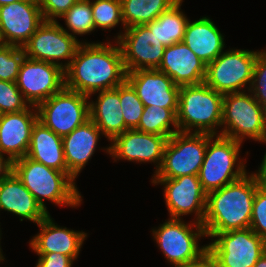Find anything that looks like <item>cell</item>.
<instances>
[{"label":"cell","instance_id":"obj_1","mask_svg":"<svg viewBox=\"0 0 266 267\" xmlns=\"http://www.w3.org/2000/svg\"><path fill=\"white\" fill-rule=\"evenodd\" d=\"M111 42H82L64 70L65 87L91 97L99 91L115 89L126 80L120 45Z\"/></svg>","mask_w":266,"mask_h":267},{"label":"cell","instance_id":"obj_2","mask_svg":"<svg viewBox=\"0 0 266 267\" xmlns=\"http://www.w3.org/2000/svg\"><path fill=\"white\" fill-rule=\"evenodd\" d=\"M258 184L246 173L239 180L207 194L202 225L206 234H217L250 227L252 207Z\"/></svg>","mask_w":266,"mask_h":267},{"label":"cell","instance_id":"obj_3","mask_svg":"<svg viewBox=\"0 0 266 267\" xmlns=\"http://www.w3.org/2000/svg\"><path fill=\"white\" fill-rule=\"evenodd\" d=\"M13 172L47 212L44 199L72 208L82 202L75 180L68 172L49 168L27 156L13 161Z\"/></svg>","mask_w":266,"mask_h":267},{"label":"cell","instance_id":"obj_4","mask_svg":"<svg viewBox=\"0 0 266 267\" xmlns=\"http://www.w3.org/2000/svg\"><path fill=\"white\" fill-rule=\"evenodd\" d=\"M224 94L205 83L181 86L177 111L179 132L219 135ZM195 128V129H193Z\"/></svg>","mask_w":266,"mask_h":267},{"label":"cell","instance_id":"obj_5","mask_svg":"<svg viewBox=\"0 0 266 267\" xmlns=\"http://www.w3.org/2000/svg\"><path fill=\"white\" fill-rule=\"evenodd\" d=\"M241 146V142L231 138L209 134L198 174L202 188L207 194L239 180L247 173L245 161H239Z\"/></svg>","mask_w":266,"mask_h":267},{"label":"cell","instance_id":"obj_6","mask_svg":"<svg viewBox=\"0 0 266 267\" xmlns=\"http://www.w3.org/2000/svg\"><path fill=\"white\" fill-rule=\"evenodd\" d=\"M223 127V128H222ZM219 135L238 142L249 139L266 143V119L263 105L250 92L226 93L223 97Z\"/></svg>","mask_w":266,"mask_h":267},{"label":"cell","instance_id":"obj_7","mask_svg":"<svg viewBox=\"0 0 266 267\" xmlns=\"http://www.w3.org/2000/svg\"><path fill=\"white\" fill-rule=\"evenodd\" d=\"M208 141L206 133H174L165 144L161 166L152 179L198 175Z\"/></svg>","mask_w":266,"mask_h":267},{"label":"cell","instance_id":"obj_8","mask_svg":"<svg viewBox=\"0 0 266 267\" xmlns=\"http://www.w3.org/2000/svg\"><path fill=\"white\" fill-rule=\"evenodd\" d=\"M206 236L213 267H253L266 251V240L250 227Z\"/></svg>","mask_w":266,"mask_h":267},{"label":"cell","instance_id":"obj_9","mask_svg":"<svg viewBox=\"0 0 266 267\" xmlns=\"http://www.w3.org/2000/svg\"><path fill=\"white\" fill-rule=\"evenodd\" d=\"M259 52L244 49L223 51L207 64L204 83L222 94L243 92L246 88L249 91Z\"/></svg>","mask_w":266,"mask_h":267},{"label":"cell","instance_id":"obj_10","mask_svg":"<svg viewBox=\"0 0 266 267\" xmlns=\"http://www.w3.org/2000/svg\"><path fill=\"white\" fill-rule=\"evenodd\" d=\"M190 222L169 218L157 229H152L156 244L172 265L193 261L208 250L207 244L200 247L198 243L201 237H207L203 225L195 220Z\"/></svg>","mask_w":266,"mask_h":267},{"label":"cell","instance_id":"obj_11","mask_svg":"<svg viewBox=\"0 0 266 267\" xmlns=\"http://www.w3.org/2000/svg\"><path fill=\"white\" fill-rule=\"evenodd\" d=\"M36 109L38 121L64 137L89 119V96L64 87Z\"/></svg>","mask_w":266,"mask_h":267},{"label":"cell","instance_id":"obj_12","mask_svg":"<svg viewBox=\"0 0 266 267\" xmlns=\"http://www.w3.org/2000/svg\"><path fill=\"white\" fill-rule=\"evenodd\" d=\"M121 31L117 36L123 64L127 72L138 69H157L162 61L165 45L155 34V21L135 25Z\"/></svg>","mask_w":266,"mask_h":267},{"label":"cell","instance_id":"obj_13","mask_svg":"<svg viewBox=\"0 0 266 267\" xmlns=\"http://www.w3.org/2000/svg\"><path fill=\"white\" fill-rule=\"evenodd\" d=\"M81 43L64 31L58 21H43L23 49L27 58L52 63L65 70ZM61 59L69 60L63 64Z\"/></svg>","mask_w":266,"mask_h":267},{"label":"cell","instance_id":"obj_14","mask_svg":"<svg viewBox=\"0 0 266 267\" xmlns=\"http://www.w3.org/2000/svg\"><path fill=\"white\" fill-rule=\"evenodd\" d=\"M16 85L30 106L39 104L65 87L64 69L45 61L25 57Z\"/></svg>","mask_w":266,"mask_h":267},{"label":"cell","instance_id":"obj_15","mask_svg":"<svg viewBox=\"0 0 266 267\" xmlns=\"http://www.w3.org/2000/svg\"><path fill=\"white\" fill-rule=\"evenodd\" d=\"M151 181L153 185L164 186L163 195L171 218L181 219L183 215L193 213L196 222L202 224L206 213L207 193L202 188L198 175Z\"/></svg>","mask_w":266,"mask_h":267},{"label":"cell","instance_id":"obj_16","mask_svg":"<svg viewBox=\"0 0 266 267\" xmlns=\"http://www.w3.org/2000/svg\"><path fill=\"white\" fill-rule=\"evenodd\" d=\"M167 140L165 136L128 129L113 138L110 141L111 145L103 150L114 161L123 159L137 163L153 162L155 165L157 164L156 172L161 166Z\"/></svg>","mask_w":266,"mask_h":267},{"label":"cell","instance_id":"obj_17","mask_svg":"<svg viewBox=\"0 0 266 267\" xmlns=\"http://www.w3.org/2000/svg\"><path fill=\"white\" fill-rule=\"evenodd\" d=\"M43 21L37 0H19L0 6V29L7 45L23 47Z\"/></svg>","mask_w":266,"mask_h":267},{"label":"cell","instance_id":"obj_18","mask_svg":"<svg viewBox=\"0 0 266 267\" xmlns=\"http://www.w3.org/2000/svg\"><path fill=\"white\" fill-rule=\"evenodd\" d=\"M126 80L136 90L145 107L178 108L180 87L157 69H138L126 73Z\"/></svg>","mask_w":266,"mask_h":267},{"label":"cell","instance_id":"obj_19","mask_svg":"<svg viewBox=\"0 0 266 267\" xmlns=\"http://www.w3.org/2000/svg\"><path fill=\"white\" fill-rule=\"evenodd\" d=\"M32 108V109H31ZM38 121L35 106L0 116V153L15 161L26 156L32 129Z\"/></svg>","mask_w":266,"mask_h":267},{"label":"cell","instance_id":"obj_20","mask_svg":"<svg viewBox=\"0 0 266 267\" xmlns=\"http://www.w3.org/2000/svg\"><path fill=\"white\" fill-rule=\"evenodd\" d=\"M207 65L184 42L165 48L157 70L164 72L174 84L181 86L204 83Z\"/></svg>","mask_w":266,"mask_h":267},{"label":"cell","instance_id":"obj_21","mask_svg":"<svg viewBox=\"0 0 266 267\" xmlns=\"http://www.w3.org/2000/svg\"><path fill=\"white\" fill-rule=\"evenodd\" d=\"M37 225L40 232L29 241L30 248L36 254L57 252L69 256L73 261L78 258L87 233L56 225L50 214Z\"/></svg>","mask_w":266,"mask_h":267},{"label":"cell","instance_id":"obj_22","mask_svg":"<svg viewBox=\"0 0 266 267\" xmlns=\"http://www.w3.org/2000/svg\"><path fill=\"white\" fill-rule=\"evenodd\" d=\"M102 132L89 118L68 135L62 137L67 172L76 181L81 170L97 150Z\"/></svg>","mask_w":266,"mask_h":267},{"label":"cell","instance_id":"obj_23","mask_svg":"<svg viewBox=\"0 0 266 267\" xmlns=\"http://www.w3.org/2000/svg\"><path fill=\"white\" fill-rule=\"evenodd\" d=\"M0 210L19 216L20 221L27 219L36 224L49 214L14 172L0 183Z\"/></svg>","mask_w":266,"mask_h":267},{"label":"cell","instance_id":"obj_24","mask_svg":"<svg viewBox=\"0 0 266 267\" xmlns=\"http://www.w3.org/2000/svg\"><path fill=\"white\" fill-rule=\"evenodd\" d=\"M97 100L89 101V118L96 124L104 137L111 141L128 130L120 104V85L115 89L96 92Z\"/></svg>","mask_w":266,"mask_h":267},{"label":"cell","instance_id":"obj_25","mask_svg":"<svg viewBox=\"0 0 266 267\" xmlns=\"http://www.w3.org/2000/svg\"><path fill=\"white\" fill-rule=\"evenodd\" d=\"M183 42L203 61L209 64L224 50V36L207 16L191 22L188 20Z\"/></svg>","mask_w":266,"mask_h":267},{"label":"cell","instance_id":"obj_26","mask_svg":"<svg viewBox=\"0 0 266 267\" xmlns=\"http://www.w3.org/2000/svg\"><path fill=\"white\" fill-rule=\"evenodd\" d=\"M26 156L45 166L67 172L62 137L37 121L32 129Z\"/></svg>","mask_w":266,"mask_h":267},{"label":"cell","instance_id":"obj_27","mask_svg":"<svg viewBox=\"0 0 266 267\" xmlns=\"http://www.w3.org/2000/svg\"><path fill=\"white\" fill-rule=\"evenodd\" d=\"M179 0H121L124 27L145 25L158 18Z\"/></svg>","mask_w":266,"mask_h":267},{"label":"cell","instance_id":"obj_28","mask_svg":"<svg viewBox=\"0 0 266 267\" xmlns=\"http://www.w3.org/2000/svg\"><path fill=\"white\" fill-rule=\"evenodd\" d=\"M183 0L163 12L155 21V34L166 47L183 42L187 16L181 11Z\"/></svg>","mask_w":266,"mask_h":267},{"label":"cell","instance_id":"obj_29","mask_svg":"<svg viewBox=\"0 0 266 267\" xmlns=\"http://www.w3.org/2000/svg\"><path fill=\"white\" fill-rule=\"evenodd\" d=\"M178 108H164L159 106L145 107L138 127L139 131L157 134L170 138L179 132L177 124ZM174 129H171L170 126Z\"/></svg>","mask_w":266,"mask_h":267},{"label":"cell","instance_id":"obj_30","mask_svg":"<svg viewBox=\"0 0 266 267\" xmlns=\"http://www.w3.org/2000/svg\"><path fill=\"white\" fill-rule=\"evenodd\" d=\"M60 18L65 21L66 29L61 25L62 29L71 36L85 35L95 30V24L92 15L91 0H78L65 14ZM68 28V30H67Z\"/></svg>","mask_w":266,"mask_h":267},{"label":"cell","instance_id":"obj_31","mask_svg":"<svg viewBox=\"0 0 266 267\" xmlns=\"http://www.w3.org/2000/svg\"><path fill=\"white\" fill-rule=\"evenodd\" d=\"M92 15L96 28L102 30L116 27L119 23L123 25L121 0H94L92 1Z\"/></svg>","mask_w":266,"mask_h":267},{"label":"cell","instance_id":"obj_32","mask_svg":"<svg viewBox=\"0 0 266 267\" xmlns=\"http://www.w3.org/2000/svg\"><path fill=\"white\" fill-rule=\"evenodd\" d=\"M120 104L127 129H136L145 106L133 86L125 80L120 84Z\"/></svg>","mask_w":266,"mask_h":267},{"label":"cell","instance_id":"obj_33","mask_svg":"<svg viewBox=\"0 0 266 267\" xmlns=\"http://www.w3.org/2000/svg\"><path fill=\"white\" fill-rule=\"evenodd\" d=\"M25 57L23 47L7 44L0 47V80L16 82Z\"/></svg>","mask_w":266,"mask_h":267},{"label":"cell","instance_id":"obj_34","mask_svg":"<svg viewBox=\"0 0 266 267\" xmlns=\"http://www.w3.org/2000/svg\"><path fill=\"white\" fill-rule=\"evenodd\" d=\"M29 104L23 98L16 82L0 80V113L25 110Z\"/></svg>","mask_w":266,"mask_h":267},{"label":"cell","instance_id":"obj_35","mask_svg":"<svg viewBox=\"0 0 266 267\" xmlns=\"http://www.w3.org/2000/svg\"><path fill=\"white\" fill-rule=\"evenodd\" d=\"M249 92H251L254 98L263 105L266 119V50L260 51L257 55L252 83L248 93Z\"/></svg>","mask_w":266,"mask_h":267},{"label":"cell","instance_id":"obj_36","mask_svg":"<svg viewBox=\"0 0 266 267\" xmlns=\"http://www.w3.org/2000/svg\"><path fill=\"white\" fill-rule=\"evenodd\" d=\"M250 228L266 240V191L260 187L255 192Z\"/></svg>","mask_w":266,"mask_h":267},{"label":"cell","instance_id":"obj_37","mask_svg":"<svg viewBox=\"0 0 266 267\" xmlns=\"http://www.w3.org/2000/svg\"><path fill=\"white\" fill-rule=\"evenodd\" d=\"M78 0H37L44 21H57Z\"/></svg>","mask_w":266,"mask_h":267},{"label":"cell","instance_id":"obj_38","mask_svg":"<svg viewBox=\"0 0 266 267\" xmlns=\"http://www.w3.org/2000/svg\"><path fill=\"white\" fill-rule=\"evenodd\" d=\"M37 255L39 259L35 267H71L74 262L69 256L57 252Z\"/></svg>","mask_w":266,"mask_h":267},{"label":"cell","instance_id":"obj_39","mask_svg":"<svg viewBox=\"0 0 266 267\" xmlns=\"http://www.w3.org/2000/svg\"><path fill=\"white\" fill-rule=\"evenodd\" d=\"M174 267H213V260L210 252L207 250L199 258L185 263L175 264Z\"/></svg>","mask_w":266,"mask_h":267},{"label":"cell","instance_id":"obj_40","mask_svg":"<svg viewBox=\"0 0 266 267\" xmlns=\"http://www.w3.org/2000/svg\"><path fill=\"white\" fill-rule=\"evenodd\" d=\"M0 153V183L13 172V161Z\"/></svg>","mask_w":266,"mask_h":267},{"label":"cell","instance_id":"obj_41","mask_svg":"<svg viewBox=\"0 0 266 267\" xmlns=\"http://www.w3.org/2000/svg\"><path fill=\"white\" fill-rule=\"evenodd\" d=\"M255 176L258 187L262 190L266 191V153L264 155L263 161L260 164V167L256 171V173L252 172Z\"/></svg>","mask_w":266,"mask_h":267},{"label":"cell","instance_id":"obj_42","mask_svg":"<svg viewBox=\"0 0 266 267\" xmlns=\"http://www.w3.org/2000/svg\"><path fill=\"white\" fill-rule=\"evenodd\" d=\"M253 267H266V251L257 260L256 264Z\"/></svg>","mask_w":266,"mask_h":267},{"label":"cell","instance_id":"obj_43","mask_svg":"<svg viewBox=\"0 0 266 267\" xmlns=\"http://www.w3.org/2000/svg\"><path fill=\"white\" fill-rule=\"evenodd\" d=\"M16 1H19V0H0V6L7 5L10 3L16 2Z\"/></svg>","mask_w":266,"mask_h":267},{"label":"cell","instance_id":"obj_44","mask_svg":"<svg viewBox=\"0 0 266 267\" xmlns=\"http://www.w3.org/2000/svg\"><path fill=\"white\" fill-rule=\"evenodd\" d=\"M0 240H1V230H0ZM1 244V243H0ZM4 256H3V254H2V249H1V245H0V263H1V261L3 262L4 261Z\"/></svg>","mask_w":266,"mask_h":267},{"label":"cell","instance_id":"obj_45","mask_svg":"<svg viewBox=\"0 0 266 267\" xmlns=\"http://www.w3.org/2000/svg\"><path fill=\"white\" fill-rule=\"evenodd\" d=\"M4 45H6V43H5V41H4L3 37H2V33H1V29H0V47H2Z\"/></svg>","mask_w":266,"mask_h":267}]
</instances>
